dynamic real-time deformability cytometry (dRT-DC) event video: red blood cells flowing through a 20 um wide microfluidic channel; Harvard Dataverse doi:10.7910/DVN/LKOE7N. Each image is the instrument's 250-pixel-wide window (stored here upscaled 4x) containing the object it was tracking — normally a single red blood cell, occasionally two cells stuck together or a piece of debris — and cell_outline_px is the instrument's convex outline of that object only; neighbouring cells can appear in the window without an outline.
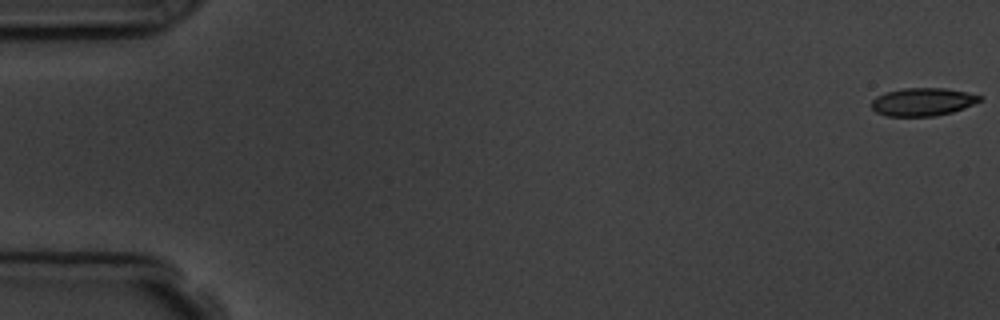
{"species": "common noctule bat (a hibernating species)", "species_latin": "Nyctalus noctula", "temperature_condition": "room temperature", "stored_images_in_passage": 5, "camera_frame_rate_fps": 3000, "um_per_image_px": 0.085, "animal": {"sex": "male", "body_mass_g": 19.5, "forearm_length_mm": 54.6}, "frame": {"image": 1, "passage_image": 1, "time_ms": 0.0, "image_size_px": [1000, 320], "cell_outline_px": [[984, 96], [980, 100], [964, 108], [952, 112], [936, 116], [888, 116], [876, 112], [872, 108], [872, 100], [876, 96], [884, 92], [904, 88], [944, 88], [968, 92]], "centroid_in_image_um": [78.42, 8.65], "position_along_channel_um": 6.6, "area_um2": 17.69}}